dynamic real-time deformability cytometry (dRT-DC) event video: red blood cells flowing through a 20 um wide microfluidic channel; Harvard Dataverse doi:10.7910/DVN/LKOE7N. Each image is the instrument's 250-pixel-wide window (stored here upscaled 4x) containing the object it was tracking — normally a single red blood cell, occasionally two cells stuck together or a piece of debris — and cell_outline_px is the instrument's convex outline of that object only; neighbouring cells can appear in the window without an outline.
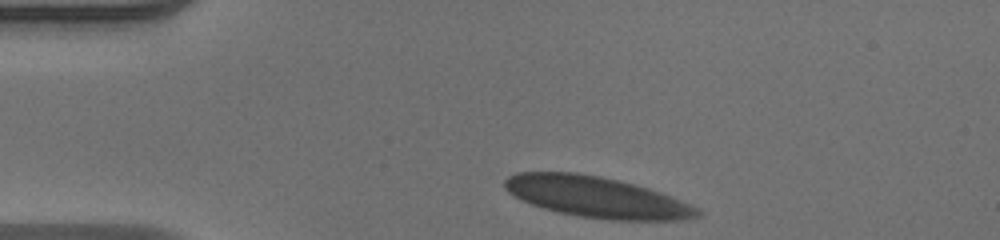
{"species": "human", "species_latin": "Homo sapiens", "temperature_condition": "warm", "stored_images_in_passage": 33, "camera_frame_rate_fps": 3000, "um_per_image_px": 0.085, "donor": {"sex": "male"}, "frame": {"image": 1, "passage_image": 1, "time_ms": 0.0, "image_size_px": [1000, 240], "cell_outline_px": [[704, 212], [700, 216], [680, 220], [608, 220], [580, 216], [560, 212], [544, 208], [520, 200], [508, 192], [504, 188], [504, 180], [508, 176], [516, 172], [576, 172], [600, 176], [648, 188], [660, 192], [700, 208]], "centroid_in_image_um": [50.71, 16.75], "position_along_channel_um": 34.3, "area_um2": 45.89}}
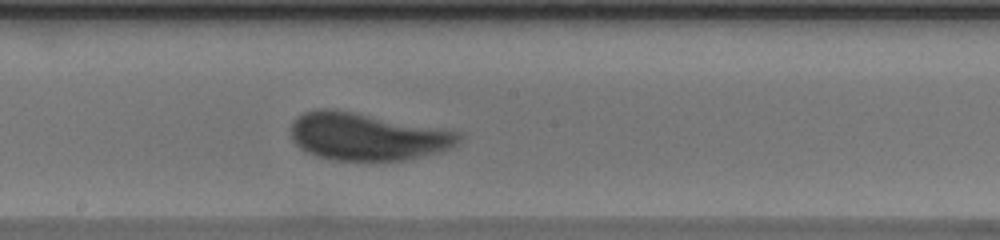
{"frame": {"image": 2, "passage_image": 18, "time_ms": 5.667, "image_size_px": [1000, 240], "cell_outline_px": [[464, 136], [452, 148], [440, 152], [404, 160], [328, 160], [304, 152], [292, 140], [292, 120], [304, 112], [316, 108], [328, 108], [352, 112], [464, 132]], "centroid_in_image_um": [31.21, 11.61], "position_along_channel_um": 217.0, "area_um2": 46.7}}
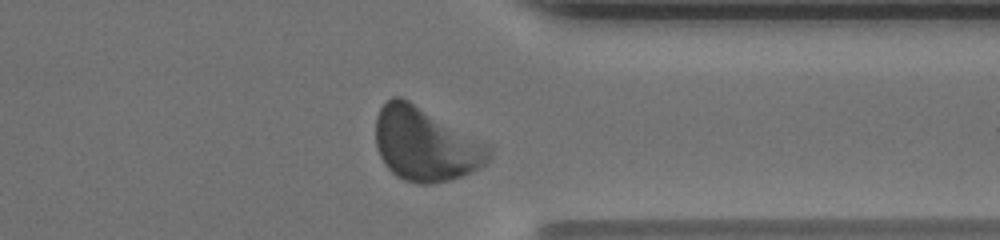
{"frame": {"image": 3, "passage_image": 30, "time_ms": 9.667, "image_size_px": [1000, 240], "cell_outline_px": [[492, 156], [484, 164], [472, 172], [436, 184], [420, 184], [404, 180], [396, 176], [384, 164], [380, 156], [376, 144], [376, 116], [380, 108], [392, 96], [400, 96], [408, 100], [488, 144], [492, 148]], "centroid_in_image_um": [36.15, 12.28], "position_along_channel_um": 375.2, "area_um2": 48.38}, "authors_computed_cell_mechanics": {"area_um2": 46.3556, "velocity_mm_per_s": 4.0341, "shape_relaxation_time_tau1_ms": 2.2989, "shape_relaxation_time_tau2_ms": null, "deformation_change_tau1": 0.1096, "deformation_change_tau2": null}}